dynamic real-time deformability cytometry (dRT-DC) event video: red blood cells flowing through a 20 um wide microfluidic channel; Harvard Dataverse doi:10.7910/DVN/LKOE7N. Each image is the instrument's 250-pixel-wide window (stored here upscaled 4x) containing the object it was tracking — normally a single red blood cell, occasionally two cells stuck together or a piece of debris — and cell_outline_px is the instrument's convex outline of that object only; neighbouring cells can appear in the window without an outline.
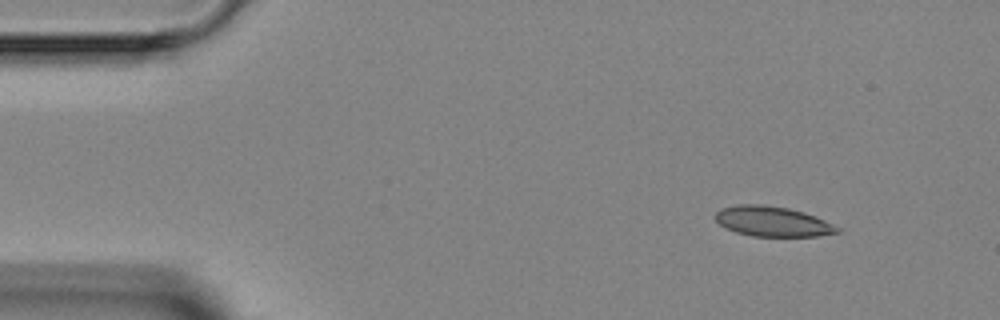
{"species": "Egyptian fruit bat (a non-hibernating species)", "species_latin": "Rousettus aegyptiacus", "temperature_condition": "room temperature", "stored_images_in_passage": 4, "camera_frame_rate_fps": 3000, "um_per_image_px": 0.085, "animal": {"sex": "female"}, "frame": {"image": 1, "passage_image": 1, "time_ms": 0.0, "image_size_px": [1000, 320], "cell_outline_px": [[840, 232], [816, 236], [752, 236], [736, 232], [720, 224], [716, 220], [716, 212], [720, 208], [736, 204], [764, 204], [788, 208], [804, 212], [824, 220], [840, 228]], "centroid_in_image_um": [65.65, 18.81], "position_along_channel_um": 19.3, "area_um2": 21.27}}
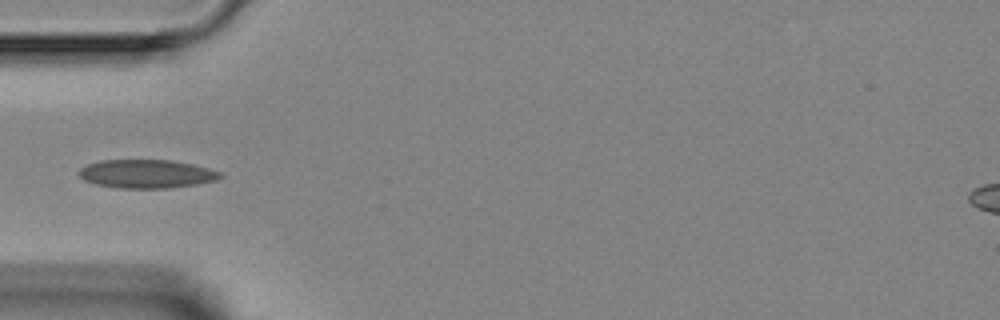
{"frame": {"image": 2, "passage_image": 3, "time_ms": 3.333, "image_size_px": [1000, 320], "cell_outline_px": [[224, 176], [216, 180], [196, 184], [168, 188], [120, 188], [96, 184], [84, 180], [80, 176], [80, 168], [88, 164], [100, 160], [172, 160], [192, 164], [208, 168], [220, 172]], "centroid_in_image_um": [12.47, 14.77], "position_along_channel_um": 72.5, "area_um2": 23.35}}
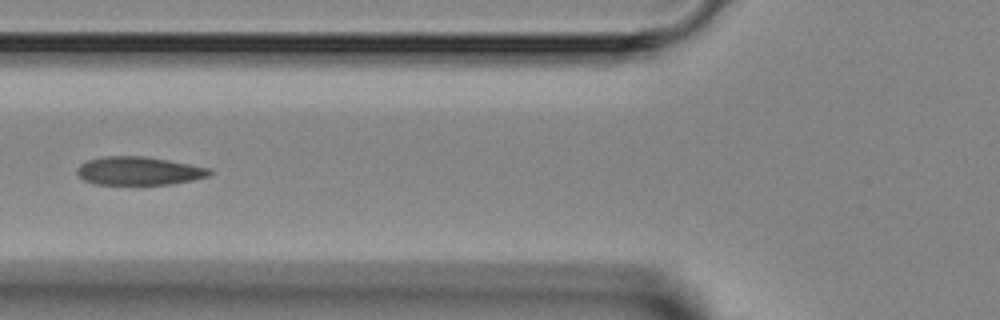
{"frame": {"image": 3, "passage_image": 4, "time_ms": 4.333, "image_size_px": [1000, 320], "cell_outline_px": [[212, 172], [208, 176], [192, 180], [172, 184], [96, 184], [84, 180], [76, 172], [76, 168], [80, 164], [88, 160], [104, 156], [144, 156], [168, 160], [212, 168]], "centroid_in_image_um": [11.81, 14.52], "position_along_channel_um": 114.0, "area_um2": 21.85}}